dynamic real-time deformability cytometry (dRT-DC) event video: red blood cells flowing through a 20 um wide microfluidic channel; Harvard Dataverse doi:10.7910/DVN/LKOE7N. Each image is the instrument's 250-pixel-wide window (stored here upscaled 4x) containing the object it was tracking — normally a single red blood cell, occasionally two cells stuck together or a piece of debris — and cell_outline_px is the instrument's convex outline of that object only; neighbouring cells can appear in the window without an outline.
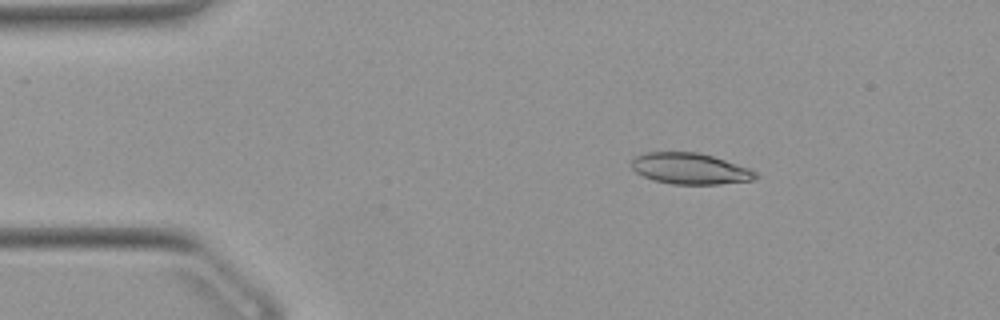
{"species": "Egyptian fruit bat (a non-hibernating species)", "species_latin": "Rousettus aegyptiacus", "temperature_condition": "warm", "stored_images_in_passage": 50, "camera_frame_rate_fps": 3000, "um_per_image_px": 0.085, "animal": {"sex": "female"}, "frame": {"image": 1, "passage_image": 7, "time_ms": 2.0, "image_size_px": [1000, 320], "cell_outline_px": [[760, 176], [756, 180], [720, 184], [672, 184], [656, 180], [644, 176], [636, 172], [632, 168], [632, 160], [636, 156], [644, 152], [696, 152], [712, 156], [748, 168], [756, 172]], "centroid_in_image_um": [58.68, 14.34], "position_along_channel_um": 26.3, "area_um2": 22.37}}
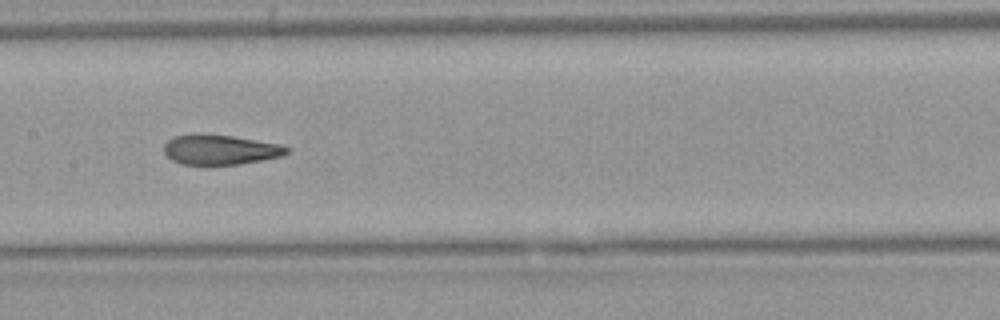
{"frame": {"image": 2, "passage_image": 24, "time_ms": 7.667, "image_size_px": [1000, 320], "cell_outline_px": [[288, 152], [284, 156], [264, 160], [240, 164], [180, 164], [172, 160], [164, 152], [164, 144], [172, 136], [196, 132], [232, 136], [280, 144], [288, 148]], "centroid_in_image_um": [18.69, 12.7], "position_along_channel_um": 188.7, "area_um2": 21.68}}
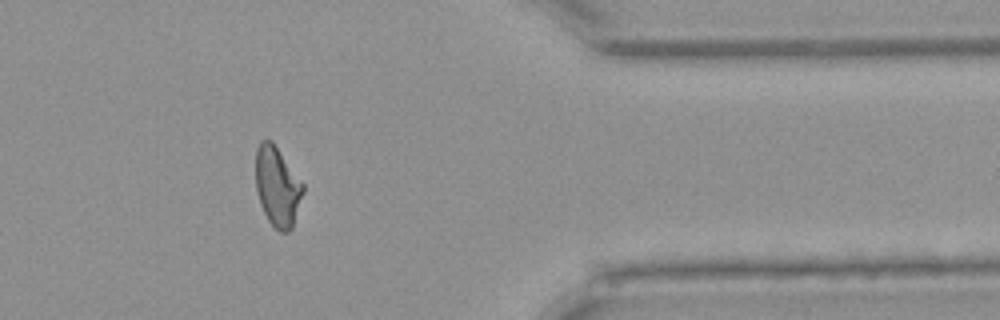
{"frame": {"image": 3, "passage_image": 41, "time_ms": 13.333, "image_size_px": [1000, 320], "cell_outline_px": [[304, 192], [292, 228], [288, 232], [280, 232], [268, 220], [260, 204], [256, 188], [256, 148], [260, 140], [272, 140], [304, 184]], "centroid_in_image_um": [23.58, 15.84], "position_along_channel_um": 387.8, "area_um2": 22.02}, "authors_computed_cell_mechanics": {"area_um2": 22.4553, "velocity_mm_per_s": 3.9128, "shape_relaxation_time_tau1_ms": null, "shape_relaxation_time_tau2_ms": 1.7589, "deformation_change_tau1": null, "deformation_change_tau2": 0.1002}}